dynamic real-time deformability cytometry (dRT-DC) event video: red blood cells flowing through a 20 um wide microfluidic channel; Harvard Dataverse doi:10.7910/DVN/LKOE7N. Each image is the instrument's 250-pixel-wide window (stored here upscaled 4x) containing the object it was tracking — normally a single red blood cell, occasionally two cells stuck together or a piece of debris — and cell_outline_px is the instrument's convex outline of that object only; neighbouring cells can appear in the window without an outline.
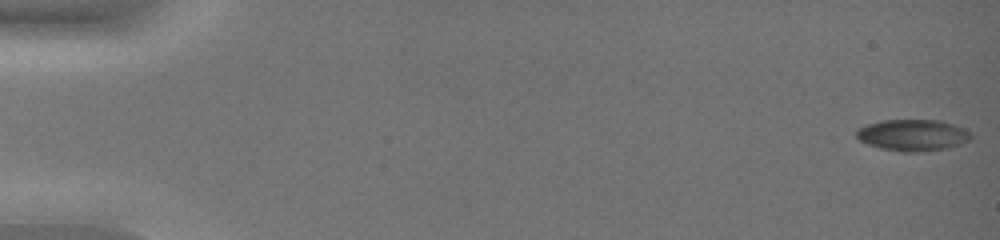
{"species": "common noctule bat (a hibernating species)", "species_latin": "Nyctalus noctula", "temperature_condition": "warm", "stored_images_in_passage": 48, "camera_frame_rate_fps": 3000, "um_per_image_px": 0.085, "animal": {"sex": "female", "body_mass_g": 19.0, "forearm_length_mm": 51.5}, "frame": {"image": 1, "passage_image": 1, "time_ms": 0.0, "image_size_px": [1000, 240], "cell_outline_px": [[972, 136], [968, 140], [960, 144], [948, 148], [916, 152], [904, 152], [880, 148], [868, 144], [860, 140], [856, 136], [856, 128], [868, 124], [884, 120], [940, 120], [952, 124], [968, 132]], "centroid_in_image_um": [77.54, 11.49], "position_along_channel_um": 7.5, "area_um2": 20.75}}
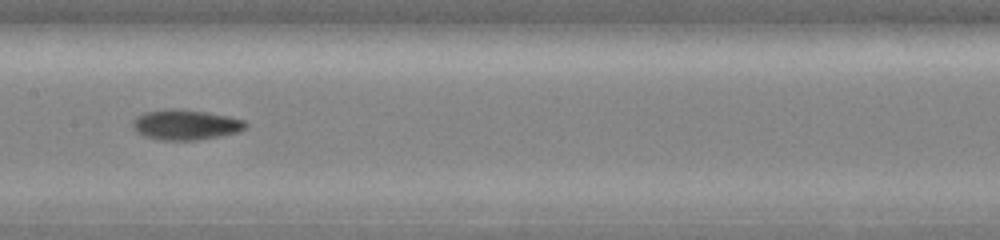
{"frame": {"image": 2, "passage_image": 27, "time_ms": 8.667, "image_size_px": [1000, 240], "cell_outline_px": [[248, 128], [240, 132], [200, 140], [160, 140], [144, 136], [136, 132], [132, 128], [132, 120], [136, 116], [144, 112], [164, 108], [176, 108], [208, 112], [228, 116], [244, 120], [248, 124]], "centroid_in_image_um": [15.77, 10.6], "position_along_channel_um": 191.6, "area_um2": 20.4}}
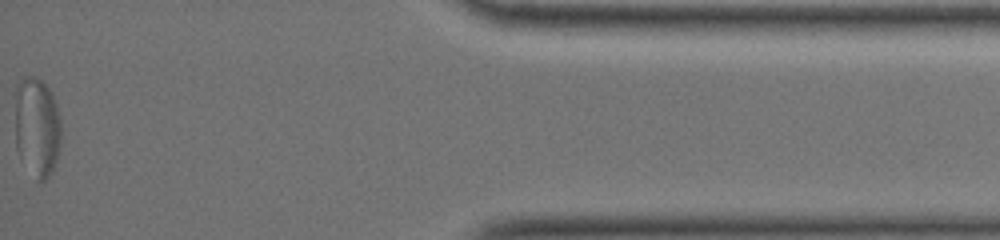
{"frame": {"image": 3, "passage_image": 48, "time_ms": 15.667, "image_size_px": [1000, 240], "cell_outline_px": [[60, 144], [56, 160], [52, 172], [44, 180], [36, 180], [16, 148], [12, 92], [16, 84], [24, 76], [36, 76], [48, 88], [56, 104], [60, 120]], "centroid_in_image_um": [3.08, 10.71], "position_along_channel_um": 432.1, "area_um2": 27.28}}